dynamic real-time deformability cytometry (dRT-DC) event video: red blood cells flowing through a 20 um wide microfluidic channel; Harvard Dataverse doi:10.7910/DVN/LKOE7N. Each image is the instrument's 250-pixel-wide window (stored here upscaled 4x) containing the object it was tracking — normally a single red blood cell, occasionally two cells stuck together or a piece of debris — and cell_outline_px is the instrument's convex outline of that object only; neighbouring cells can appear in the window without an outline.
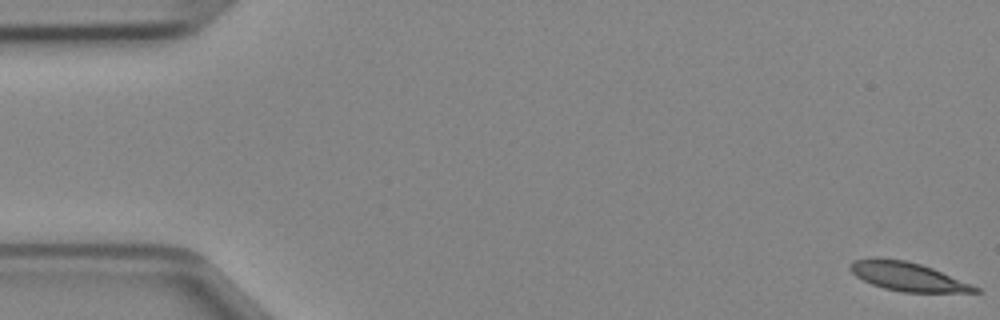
{"species": "Egyptian fruit bat (a non-hibernating species)", "species_latin": "Rousettus aegyptiacus", "temperature_condition": "cold", "stored_images_in_passage": 48, "camera_frame_rate_fps": 3000, "um_per_image_px": 0.085, "animal": {"sex": "female"}, "frame": {"image": 1, "passage_image": 1, "time_ms": 0.0, "image_size_px": [1000, 320], "cell_outline_px": [[984, 292], [904, 292], [884, 288], [872, 284], [856, 276], [848, 268], [848, 264], [852, 260], [872, 256], [904, 260], [920, 264], [932, 268], [972, 284], [980, 288]], "centroid_in_image_um": [77.11, 23.48], "position_along_channel_um": 7.9, "area_um2": 21.04}}
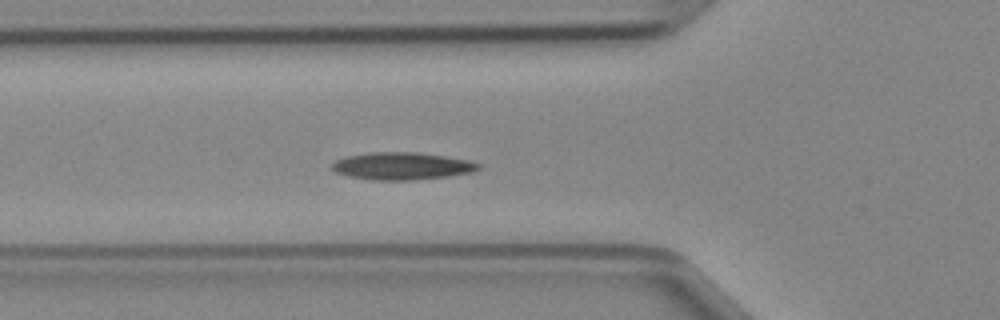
{"frame": {"image": 2, "passage_image": 17, "time_ms": 5.333, "image_size_px": [1000, 320], "cell_outline_px": [[480, 168], [472, 172], [448, 176], [416, 180], [372, 180], [348, 176], [336, 172], [332, 168], [332, 164], [336, 160], [344, 156], [368, 152], [416, 152], [444, 156], [468, 160], [480, 164]], "centroid_in_image_um": [34.14, 14.11], "position_along_channel_um": 91.7, "area_um2": 23.41}}
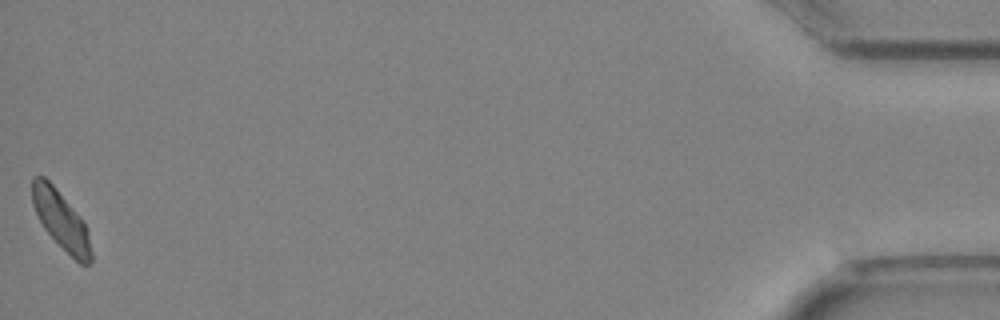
{"frame": {"image": 3, "passage_image": 48, "time_ms": 15.667, "image_size_px": [1000, 320], "cell_outline_px": [[92, 264], [80, 264], [44, 228], [32, 204], [32, 180], [36, 176], [44, 176], [56, 188], [80, 216], [88, 232], [92, 252]], "centroid_in_image_um": [5.2, 18.71], "position_along_channel_um": 430.0, "area_um2": 19.54}}